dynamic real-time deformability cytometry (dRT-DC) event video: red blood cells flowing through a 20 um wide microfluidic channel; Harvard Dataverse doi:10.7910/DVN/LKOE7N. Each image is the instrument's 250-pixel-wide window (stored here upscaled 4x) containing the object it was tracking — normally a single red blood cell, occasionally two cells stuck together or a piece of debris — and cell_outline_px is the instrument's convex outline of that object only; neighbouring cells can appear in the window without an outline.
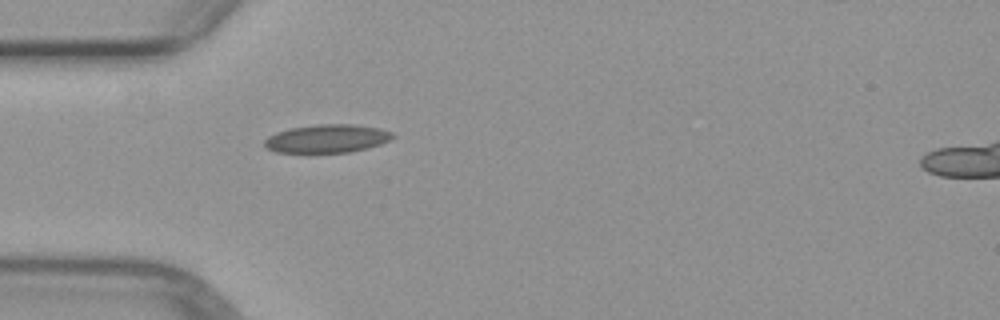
{"species": "common noctule bat (a hibernating species)", "species_latin": "Nyctalus noctula", "temperature_condition": "warm", "stored_images_in_passage": 4, "camera_frame_rate_fps": 3000, "um_per_image_px": 0.085, "animal": {"sex": "female", "body_mass_g": 29.2, "forearm_length_mm": 56.3}, "frame": {"image": 1, "passage_image": 4, "time_ms": 4.333, "image_size_px": [1000, 320], "cell_outline_px": [[396, 136], [380, 144], [348, 152], [276, 152], [268, 148], [264, 144], [264, 140], [268, 136], [276, 132], [288, 128], [320, 124], [352, 124], [380, 128], [392, 132]], "centroid_in_image_um": [27.79, 11.76], "position_along_channel_um": 57.2, "area_um2": 20.92}}